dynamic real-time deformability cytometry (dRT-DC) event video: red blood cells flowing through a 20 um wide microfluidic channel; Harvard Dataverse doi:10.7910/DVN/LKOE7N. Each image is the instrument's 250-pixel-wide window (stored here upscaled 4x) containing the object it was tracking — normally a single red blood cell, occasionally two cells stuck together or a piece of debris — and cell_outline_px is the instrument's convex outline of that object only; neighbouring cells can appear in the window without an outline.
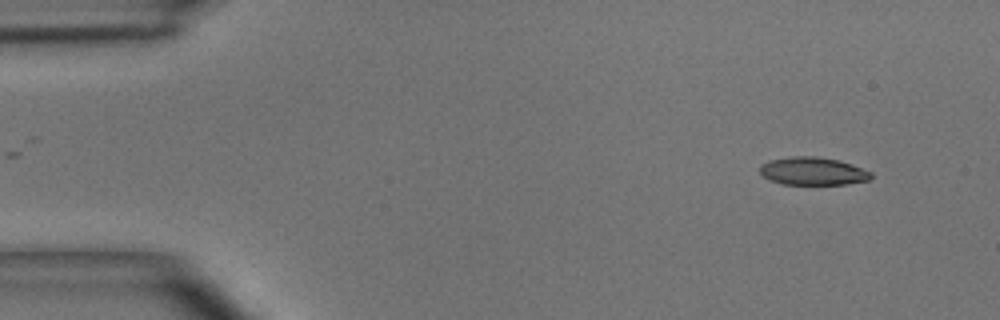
{"species": "common noctule bat (a hibernating species)", "species_latin": "Nyctalus noctula", "temperature_condition": "room temperature", "stored_images_in_passage": 12, "camera_frame_rate_fps": 3000, "um_per_image_px": 0.085, "animal": {"sex": "male", "body_mass_g": 15.6}, "frame": {"image": 1, "passage_image": 1, "time_ms": 0.0, "image_size_px": [1000, 320], "cell_outline_px": [[872, 176], [868, 180], [844, 184], [784, 184], [768, 180], [760, 172], [760, 164], [768, 160], [792, 156], [816, 156], [840, 160], [852, 164], [872, 172]], "centroid_in_image_um": [69.07, 14.53], "position_along_channel_um": 15.9, "area_um2": 18.15}}
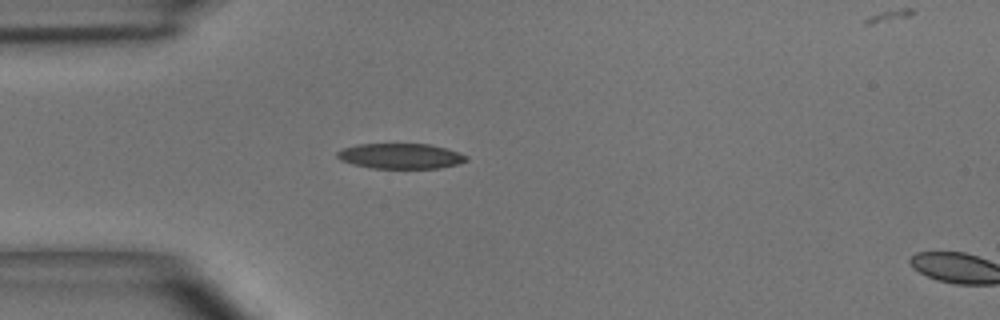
{"frame": {"image": 2, "passage_image": 10, "time_ms": 3.0, "image_size_px": [1000, 320], "cell_outline_px": [[468, 160], [456, 164], [440, 168], [372, 168], [352, 164], [340, 160], [336, 156], [336, 152], [344, 148], [356, 144], [428, 144], [444, 148], [468, 156]], "centroid_in_image_um": [34.0, 13.27], "position_along_channel_um": 51.0, "area_um2": 18.9}}